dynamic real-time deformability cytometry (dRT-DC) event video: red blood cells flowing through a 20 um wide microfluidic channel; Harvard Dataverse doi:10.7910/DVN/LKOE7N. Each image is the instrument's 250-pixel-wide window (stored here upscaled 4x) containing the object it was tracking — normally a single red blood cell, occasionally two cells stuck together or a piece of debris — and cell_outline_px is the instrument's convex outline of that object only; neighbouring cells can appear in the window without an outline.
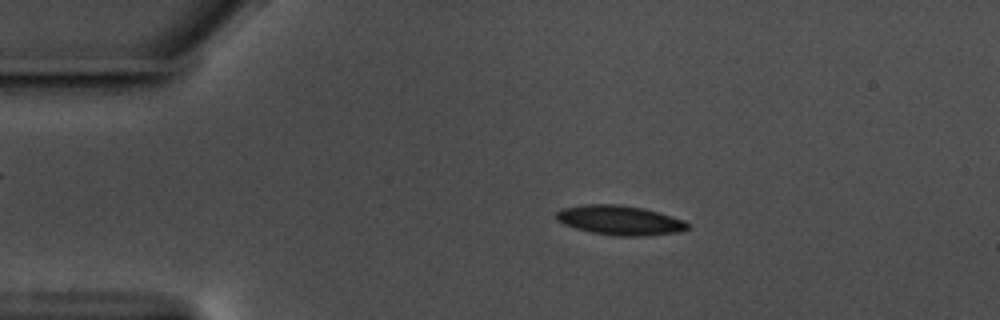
{"species": "common noctule bat (a hibernating species)", "species_latin": "Nyctalus noctula", "temperature_condition": "warm", "stored_images_in_passage": 57, "camera_frame_rate_fps": 3000, "um_per_image_px": 0.085, "animal": {"sex": "male", "body_mass_g": 17.5, "forearm_length_mm": 52.3}, "frame": {"image": 1, "passage_image": 11, "time_ms": 3.333, "image_size_px": [1000, 320], "cell_outline_px": [[692, 228], [680, 232], [644, 236], [616, 236], [592, 232], [576, 228], [564, 224], [556, 220], [556, 212], [560, 208], [584, 204], [620, 204], [644, 208], [684, 220], [692, 224]], "centroid_in_image_um": [52.72, 18.72], "position_along_channel_um": 32.3, "area_um2": 22.89}}
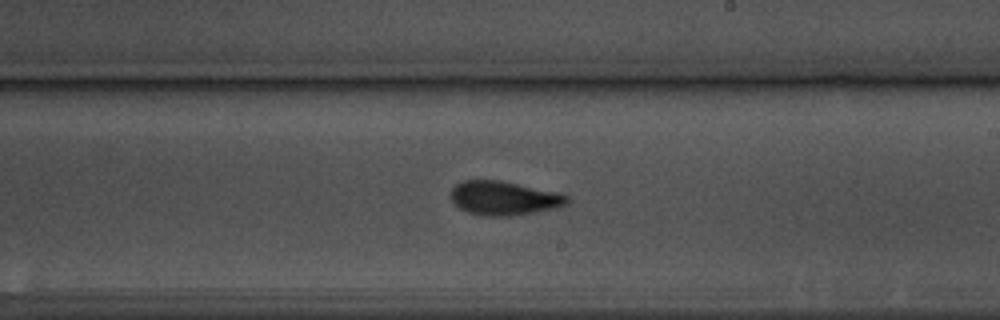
{"frame": {"image": 2, "passage_image": 33, "time_ms": 10.667, "image_size_px": [1000, 320], "cell_outline_px": [[568, 204], [552, 208], [532, 212], [508, 216], [488, 216], [468, 212], [460, 208], [452, 200], [452, 188], [456, 184], [464, 180], [500, 180], [560, 192], [568, 196]], "centroid_in_image_um": [42.85, 16.82], "position_along_channel_um": 246.2, "area_um2": 22.77}}
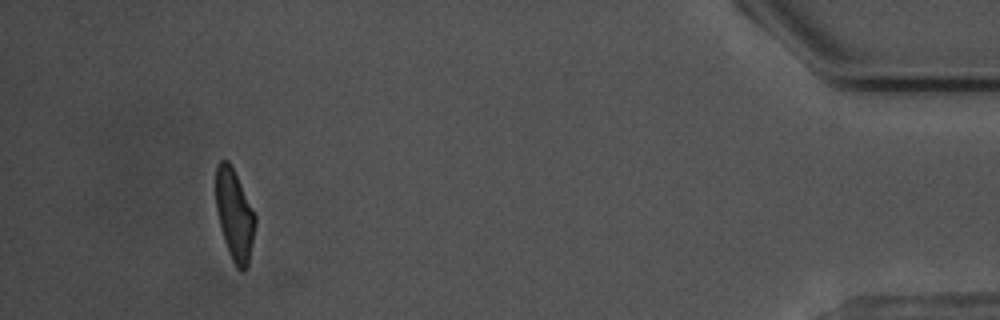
{"frame": {"image": 3, "passage_image": 53, "time_ms": 17.333, "image_size_px": [1000, 320], "cell_outline_px": [[256, 224], [248, 268], [244, 272], [236, 268], [228, 252], [220, 228], [216, 208], [216, 164], [220, 160], [228, 160], [256, 216]], "centroid_in_image_um": [19.93, 18.33], "position_along_channel_um": 415.3, "area_um2": 20.87}, "authors_computed_cell_mechanics": {"area_um2": 22.0796, "velocity_mm_per_s": 3.5625, "shape_relaxation_time_tau1_ms": 5.0936, "shape_relaxation_time_tau2_ms": 2.6867, "deformation_change_tau1": 0.1712, "deformation_change_tau2": 0.0776}}